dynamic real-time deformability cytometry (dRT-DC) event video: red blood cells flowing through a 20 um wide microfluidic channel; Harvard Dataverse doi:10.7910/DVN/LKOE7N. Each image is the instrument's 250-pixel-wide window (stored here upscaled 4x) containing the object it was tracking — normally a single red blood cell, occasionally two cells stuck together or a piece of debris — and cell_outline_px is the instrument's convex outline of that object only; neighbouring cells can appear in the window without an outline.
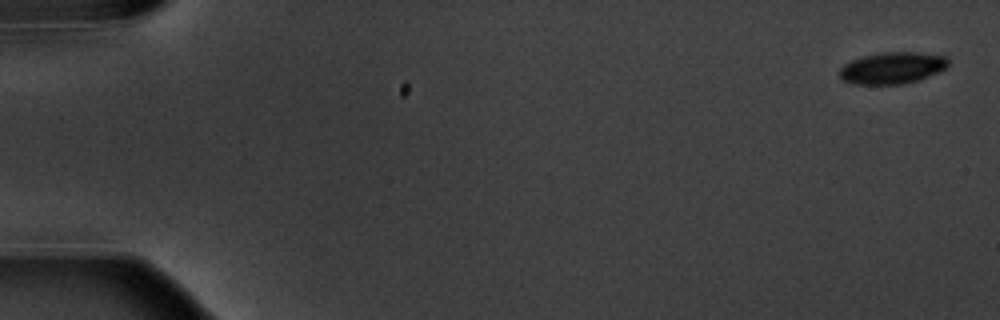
{"species": "common noctule bat (a hibernating species)", "species_latin": "Nyctalus noctula", "temperature_condition": "warm", "stored_images_in_passage": 6, "camera_frame_rate_fps": 3000, "um_per_image_px": 0.085, "animal": {"sex": "male", "body_mass_g": 20.1, "forearm_length_mm": 53.5}, "frame": {"image": 1, "passage_image": 1, "time_ms": 0.0, "image_size_px": [1000, 320], "cell_outline_px": [[948, 64], [944, 68], [920, 80], [904, 84], [852, 84], [840, 80], [840, 68], [844, 64], [852, 60], [864, 56], [884, 52], [916, 52], [944, 56], [948, 60]], "centroid_in_image_um": [75.8, 5.79], "position_along_channel_um": 9.2, "area_um2": 19.94}}
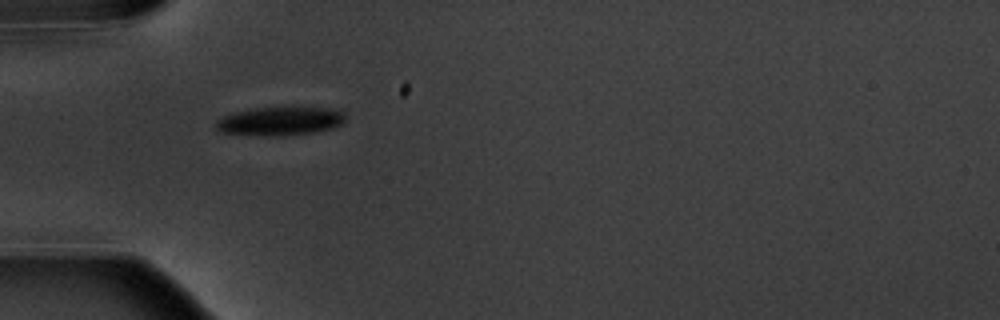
{"frame": {"image": 2, "passage_image": 5, "time_ms": 5.667, "image_size_px": [1000, 320], "cell_outline_px": [[344, 124], [332, 128], [316, 132], [280, 136], [260, 136], [220, 132], [216, 128], [216, 120], [232, 112], [256, 108], [344, 108]], "centroid_in_image_um": [23.84, 10.3], "position_along_channel_um": 61.2, "area_um2": 21.79}}